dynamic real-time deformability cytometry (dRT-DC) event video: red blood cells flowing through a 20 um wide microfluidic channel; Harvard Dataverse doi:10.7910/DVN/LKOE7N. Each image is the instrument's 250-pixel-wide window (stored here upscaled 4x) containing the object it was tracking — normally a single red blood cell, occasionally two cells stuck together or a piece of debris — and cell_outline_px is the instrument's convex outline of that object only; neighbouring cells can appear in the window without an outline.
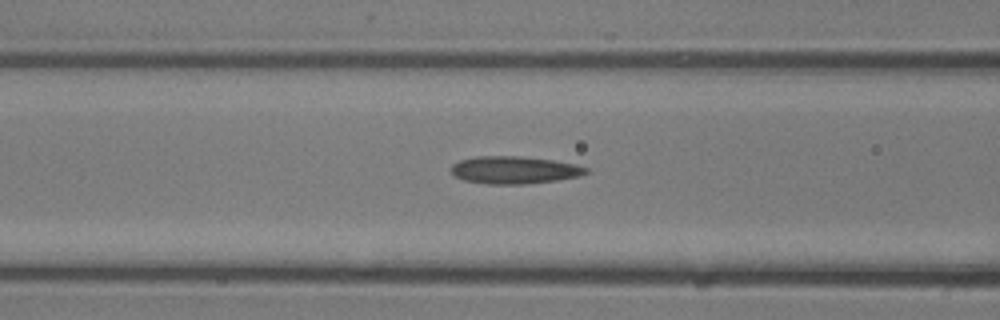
{"species": "common noctule bat (a hibernating species)", "species_latin": "Nyctalus noctula", "temperature_condition": "room temperature", "stored_images_in_passage": 3, "camera_frame_rate_fps": 3000, "um_per_image_px": 0.085, "animal": {"sex": "male", "body_mass_g": 13.3}, "frame": {"image": 1, "passage_image": 3, "time_ms": 0.667, "image_size_px": [1000, 320], "cell_outline_px": [[592, 172], [580, 176], [556, 180], [524, 184], [488, 184], [464, 180], [456, 176], [452, 172], [452, 164], [460, 160], [476, 156], [520, 156], [552, 160], [576, 164], [588, 168]], "centroid_in_image_um": [43.76, 14.45], "position_along_channel_um": 122.8, "area_um2": 21.62}}